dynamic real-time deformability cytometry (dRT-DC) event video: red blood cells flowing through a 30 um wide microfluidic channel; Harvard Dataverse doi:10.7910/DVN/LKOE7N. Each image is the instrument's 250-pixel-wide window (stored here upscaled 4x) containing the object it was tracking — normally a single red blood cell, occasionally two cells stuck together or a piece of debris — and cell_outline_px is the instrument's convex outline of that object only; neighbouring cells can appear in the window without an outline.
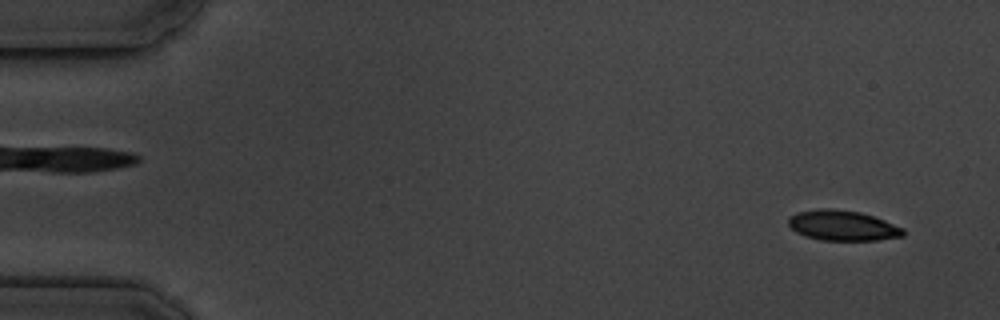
{"species": "common noctule bat (a hibernating species)", "species_latin": "Nyctalus noctula", "temperature_condition": "cold", "stored_images_in_passage": 6, "segment_of_instrument_passage": [2, 2], "camera_frame_rate_fps": 3000, "um_per_image_px": 0.085, "animal": {"sex": "male", "body_mass_g": 19.5, "forearm_length_mm": 54.6}, "frame": {"image": 1, "passage_image": 6, "time_ms": 5.667, "image_size_px": [1000, 320], "cell_outline_px": [[904, 236], [876, 240], [820, 240], [804, 236], [796, 232], [788, 224], [788, 216], [800, 212], [820, 208], [832, 208], [860, 212], [884, 220], [904, 228]], "centroid_in_image_um": [71.61, 19.17], "position_along_channel_um": 13.4, "area_um2": 20.23}}